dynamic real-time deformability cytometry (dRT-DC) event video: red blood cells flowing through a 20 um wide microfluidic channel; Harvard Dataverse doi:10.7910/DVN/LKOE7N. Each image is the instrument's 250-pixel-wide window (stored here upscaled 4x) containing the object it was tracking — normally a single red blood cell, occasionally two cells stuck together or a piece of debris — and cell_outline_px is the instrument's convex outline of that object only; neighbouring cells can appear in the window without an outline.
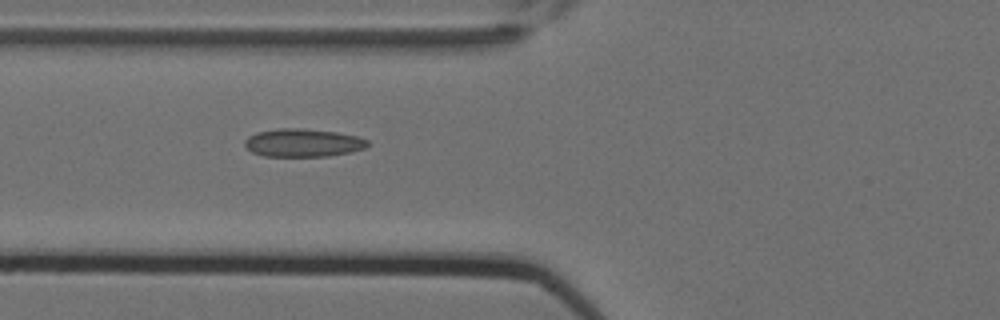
{"species": "Egyptian fruit bat (a non-hibernating species)", "species_latin": "Rousettus aegyptiacus", "temperature_condition": "cold", "stored_images_in_passage": 6, "camera_frame_rate_fps": 3000, "um_per_image_px": 0.085, "animal": {"sex": "female"}, "frame": {"image": 1, "passage_image": 6, "time_ms": 1.667, "image_size_px": [1000, 320], "cell_outline_px": [[368, 144], [364, 148], [348, 152], [328, 156], [264, 156], [252, 152], [244, 144], [244, 140], [248, 136], [256, 132], [276, 128], [300, 128], [336, 132], [356, 136], [368, 140]], "centroid_in_image_um": [25.7, 12.13], "position_along_channel_um": 100.1, "area_um2": 20.0}}